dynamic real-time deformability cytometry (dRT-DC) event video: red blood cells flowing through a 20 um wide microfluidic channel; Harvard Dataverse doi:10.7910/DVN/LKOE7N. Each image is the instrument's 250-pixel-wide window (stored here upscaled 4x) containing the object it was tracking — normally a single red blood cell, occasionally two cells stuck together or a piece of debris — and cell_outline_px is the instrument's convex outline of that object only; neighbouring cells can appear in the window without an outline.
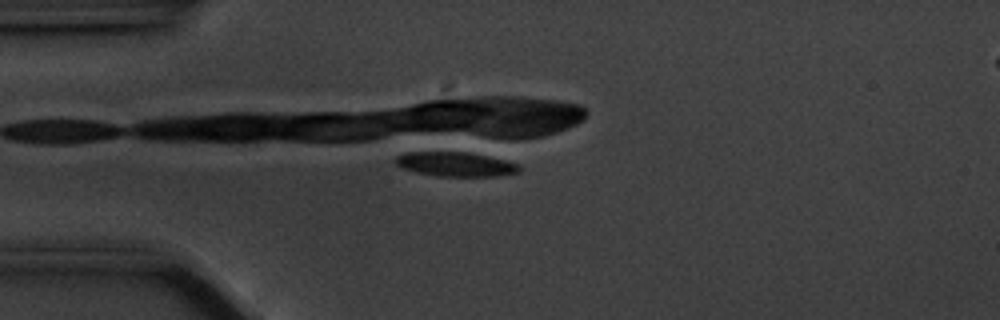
{"species": "common noctule bat (a hibernating species)", "species_latin": "Nyctalus noctula", "temperature_condition": "cold", "stored_images_in_passage": 6, "camera_frame_rate_fps": 3000, "um_per_image_px": 0.085, "animal": {"sex": "male", "body_mass_g": 20.1, "forearm_length_mm": 53.5}, "frame": {"image": 1, "passage_image": 6, "time_ms": 1.667, "image_size_px": [1000, 320], "cell_outline_px": [[520, 168], [516, 172], [496, 176], [436, 176], [416, 172], [404, 168], [396, 164], [396, 156], [408, 152], [468, 152], [504, 160], [516, 164]], "centroid_in_image_um": [38.68, 13.96], "position_along_channel_um": 46.3, "area_um2": 17.17}}